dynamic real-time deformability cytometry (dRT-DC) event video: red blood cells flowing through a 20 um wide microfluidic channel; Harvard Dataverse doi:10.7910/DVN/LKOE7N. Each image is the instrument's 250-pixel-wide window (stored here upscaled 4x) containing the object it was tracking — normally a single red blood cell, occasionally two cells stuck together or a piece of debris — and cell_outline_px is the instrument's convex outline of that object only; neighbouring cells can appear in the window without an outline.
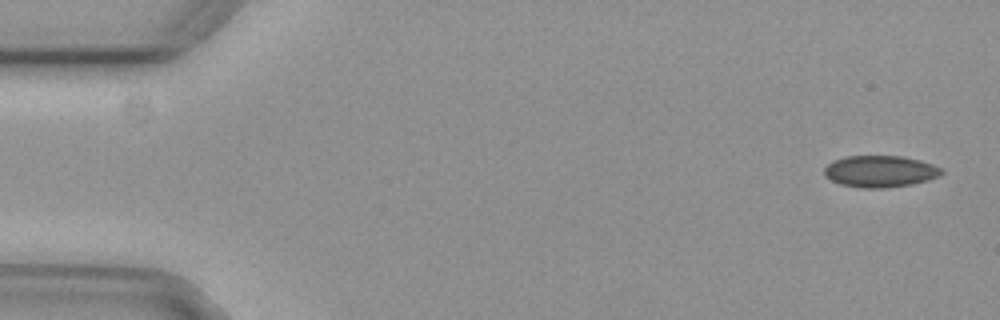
{"species": "common noctule bat (a hibernating species)", "species_latin": "Nyctalus noctula", "temperature_condition": "cold", "stored_images_in_passage": 5, "camera_frame_rate_fps": 3000, "um_per_image_px": 0.085, "animal": {"sex": "female", "body_mass_g": 29.2, "forearm_length_mm": 56.3}, "frame": {"image": 1, "passage_image": 1, "time_ms": 0.0, "image_size_px": [1000, 320], "cell_outline_px": [[944, 172], [928, 180], [912, 184], [884, 188], [864, 188], [840, 184], [824, 176], [824, 168], [832, 160], [844, 156], [900, 156], [920, 160], [932, 164], [940, 168]], "centroid_in_image_um": [74.77, 14.56], "position_along_channel_um": 10.2, "area_um2": 21.56}}